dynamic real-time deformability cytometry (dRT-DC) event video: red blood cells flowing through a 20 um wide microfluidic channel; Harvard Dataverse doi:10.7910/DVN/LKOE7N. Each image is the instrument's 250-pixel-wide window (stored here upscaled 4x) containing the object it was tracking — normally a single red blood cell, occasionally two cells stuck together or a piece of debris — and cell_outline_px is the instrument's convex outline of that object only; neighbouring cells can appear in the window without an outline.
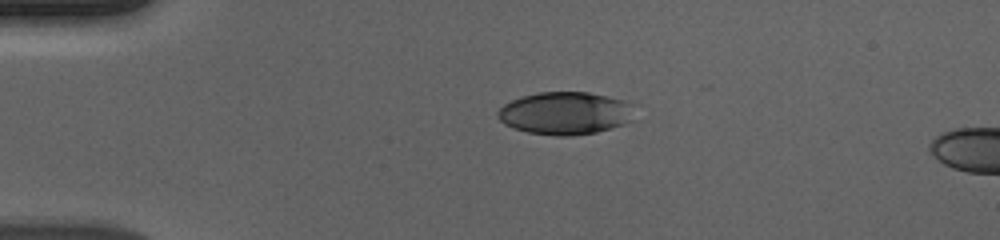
{"species": "human", "species_latin": "Homo sapiens", "temperature_condition": "cold", "stored_images_in_passage": 5, "camera_frame_rate_fps": 3000, "um_per_image_px": 0.085, "donor": {"sex": "male"}, "frame": {"image": 1, "passage_image": 1, "time_ms": 0.0, "image_size_px": [1000, 240], "cell_outline_px": [[632, 104], [628, 120], [624, 124], [596, 132], [572, 136], [556, 136], [528, 132], [512, 128], [504, 124], [496, 116], [496, 112], [504, 104], [512, 100], [524, 96], [540, 92], [588, 92], [608, 96], [624, 100]], "centroid_in_image_um": [47.98, 9.62], "position_along_channel_um": 37.0, "area_um2": 33.76}}